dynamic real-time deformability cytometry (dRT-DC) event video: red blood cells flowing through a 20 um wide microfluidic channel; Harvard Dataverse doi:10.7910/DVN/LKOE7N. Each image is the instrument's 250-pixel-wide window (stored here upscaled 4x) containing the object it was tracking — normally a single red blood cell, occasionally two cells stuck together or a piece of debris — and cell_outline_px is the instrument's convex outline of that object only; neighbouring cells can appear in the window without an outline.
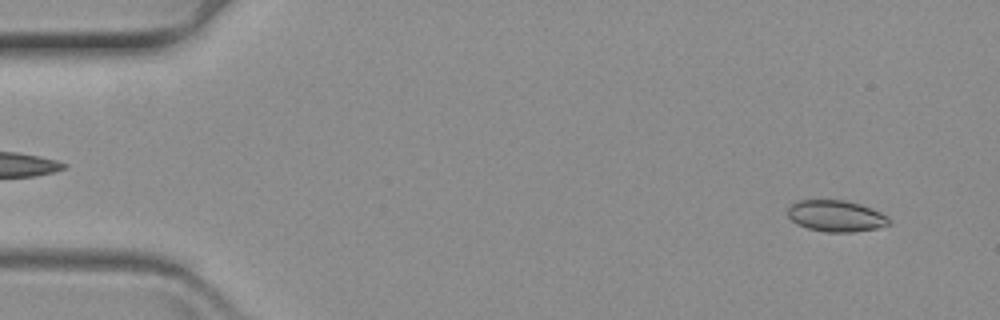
{"species": "common noctule bat (a hibernating species)", "species_latin": "Nyctalus noctula", "temperature_condition": "warm", "stored_images_in_passage": 59, "camera_frame_rate_fps": 3000, "um_per_image_px": 0.085, "animal": {"sex": "female", "body_mass_g": 19.3, "forearm_length_mm": 54.1}, "frame": {"image": 1, "passage_image": 4, "time_ms": 1.0, "image_size_px": [1000, 320], "cell_outline_px": [[892, 224], [880, 228], [852, 232], [828, 232], [808, 228], [796, 224], [788, 216], [788, 204], [796, 200], [844, 200], [860, 204], [872, 208], [888, 216], [892, 220]], "centroid_in_image_um": [71.08, 18.35], "position_along_channel_um": 13.9, "area_um2": 18.84}}
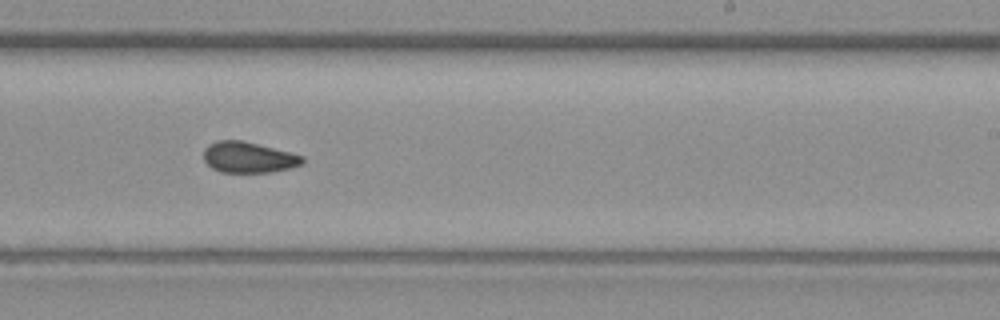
{"frame": {"image": 2, "passage_image": 37, "time_ms": 12.0, "image_size_px": [1000, 320], "cell_outline_px": [[304, 164], [272, 172], [220, 172], [212, 168], [204, 160], [204, 148], [208, 144], [216, 140], [240, 140], [304, 156]], "centroid_in_image_um": [21.09, 13.38], "position_along_channel_um": 267.9, "area_um2": 17.63}}
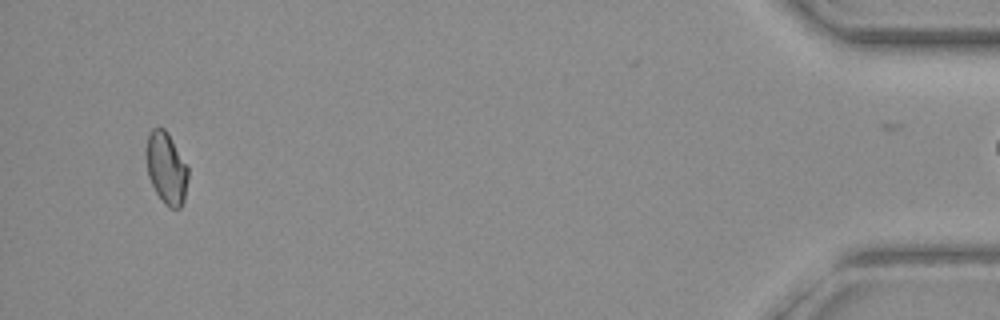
{"frame": {"image": 3, "passage_image": 58, "time_ms": 19.0, "image_size_px": [1000, 320], "cell_outline_px": [[188, 176], [184, 200], [180, 208], [168, 208], [164, 204], [156, 192], [148, 176], [144, 152], [148, 132], [152, 128], [164, 128], [168, 132], [188, 168]], "centroid_in_image_um": [14.1, 14.27], "position_along_channel_um": 421.1, "area_um2": 17.74}}